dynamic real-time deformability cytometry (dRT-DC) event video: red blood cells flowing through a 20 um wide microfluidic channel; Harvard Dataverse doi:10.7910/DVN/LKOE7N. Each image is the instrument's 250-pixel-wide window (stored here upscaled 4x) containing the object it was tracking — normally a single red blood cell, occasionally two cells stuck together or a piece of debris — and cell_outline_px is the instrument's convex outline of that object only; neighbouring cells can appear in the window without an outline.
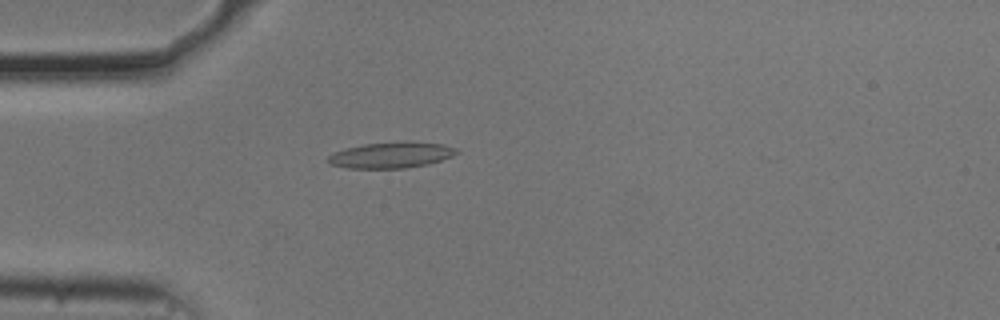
{"species": "common noctule bat (a hibernating species)", "species_latin": "Nyctalus noctula", "temperature_condition": "cold", "stored_images_in_passage": 26, "camera_frame_rate_fps": 3000, "um_per_image_px": 0.085, "animal": {"sex": "male", "body_mass_g": 20.5, "forearm_length_mm": 52.5}, "frame": {"image": 1, "passage_image": 4, "time_ms": 1.0, "image_size_px": [1000, 320], "cell_outline_px": [[460, 152], [452, 156], [428, 164], [404, 168], [348, 168], [328, 164], [328, 156], [332, 152], [364, 144], [404, 140], [444, 144], [456, 148]], "centroid_in_image_um": [33.26, 13.16], "position_along_channel_um": 51.7, "area_um2": 19.65}}
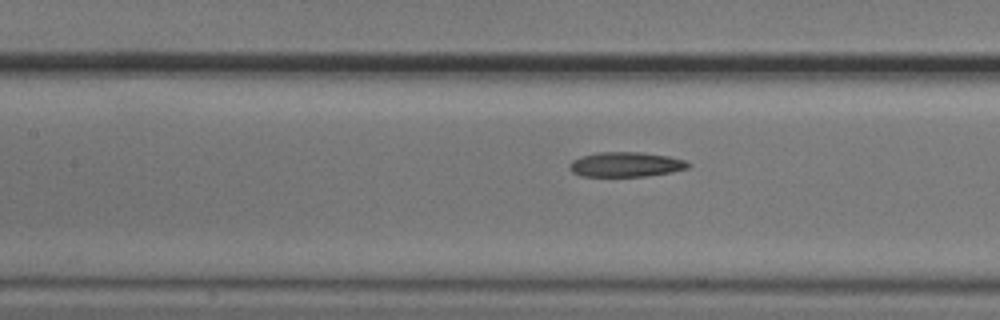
{"frame": {"image": 2, "passage_image": 13, "time_ms": 4.0, "image_size_px": [1000, 320], "cell_outline_px": [[692, 164], [688, 168], [672, 172], [644, 176], [580, 176], [572, 172], [568, 168], [568, 164], [572, 160], [596, 152], [640, 152], [668, 156], [684, 160]], "centroid_in_image_um": [53.18, 13.98], "position_along_channel_um": 154.2, "area_um2": 17.17}}
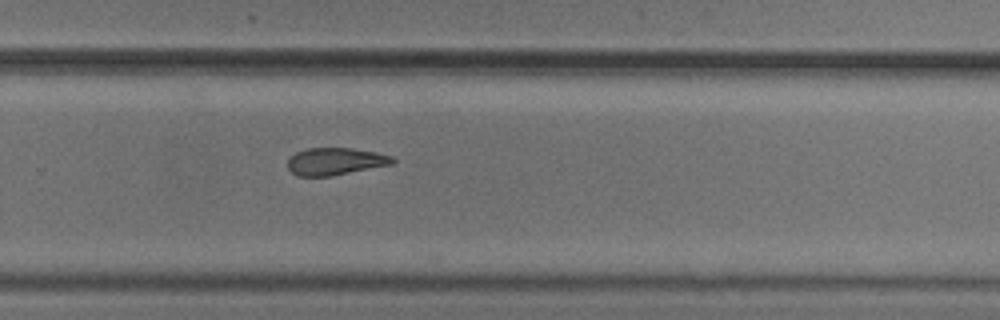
{"frame": {"image": 3, "passage_image": 25, "time_ms": 8.0, "image_size_px": [1000, 320], "cell_outline_px": [[396, 160], [392, 164], [332, 176], [296, 176], [288, 168], [288, 160], [296, 152], [308, 148], [352, 148], [376, 152], [392, 156]], "centroid_in_image_um": [28.51, 13.72], "position_along_channel_um": 301.3, "area_um2": 16.65}}